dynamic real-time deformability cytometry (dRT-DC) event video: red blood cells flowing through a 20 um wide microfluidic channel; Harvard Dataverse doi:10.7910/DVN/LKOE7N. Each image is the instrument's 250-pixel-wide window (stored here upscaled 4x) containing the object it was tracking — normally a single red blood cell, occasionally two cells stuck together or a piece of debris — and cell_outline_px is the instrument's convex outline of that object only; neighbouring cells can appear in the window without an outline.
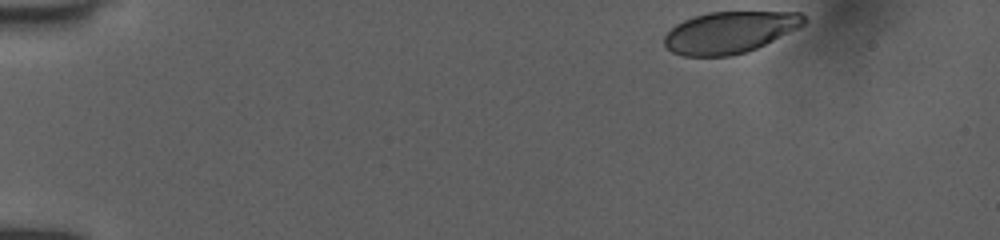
{"species": "human", "species_latin": "Homo sapiens", "temperature_condition": "room temperature", "stored_images_in_passage": 40, "camera_frame_rate_fps": 3000, "um_per_image_px": 0.085, "donor": {"sex": "female"}, "frame": {"image": 1, "passage_image": 1, "time_ms": 0.0, "image_size_px": [1000, 240], "cell_outline_px": [[808, 20], [804, 24], [748, 52], [728, 56], [684, 56], [672, 52], [664, 44], [664, 36], [676, 24], [692, 16], [708, 12], [800, 12]], "centroid_in_image_um": [61.99, 2.74], "position_along_channel_um": 23.0, "area_um2": 33.64}}
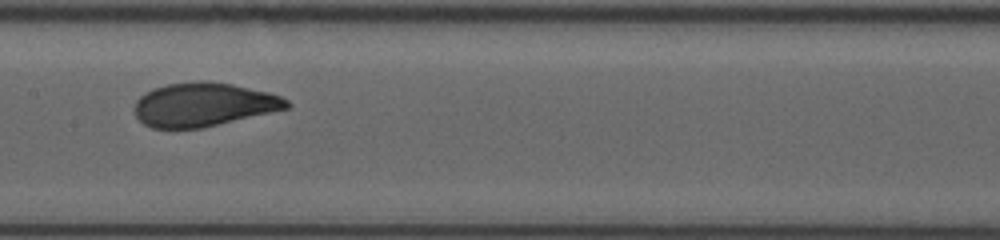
{"frame": {"image": 2, "passage_image": 22, "time_ms": 7.0, "image_size_px": [1000, 240], "cell_outline_px": [[292, 104], [288, 108], [200, 128], [152, 128], [144, 124], [136, 116], [132, 108], [136, 100], [144, 92], [152, 88], [168, 84], [196, 80], [208, 80], [232, 84], [268, 92], [280, 96], [288, 100]], "centroid_in_image_um": [17.25, 8.87], "position_along_channel_um": 190.1, "area_um2": 38.84}}
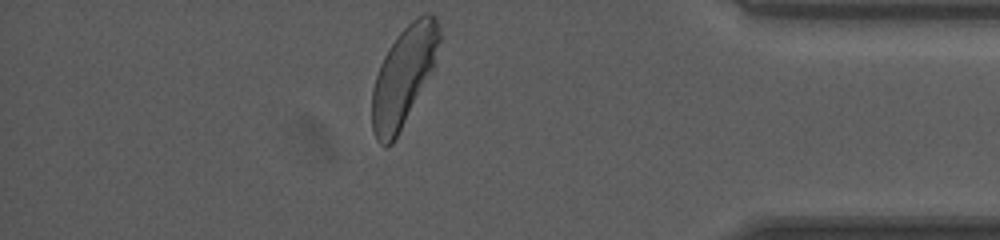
{"frame": {"image": 3, "passage_image": 40, "time_ms": 13.0, "image_size_px": [1000, 240], "cell_outline_px": [[440, 40], [432, 68], [392, 144], [384, 148], [376, 140], [372, 132], [372, 88], [380, 64], [388, 48], [396, 36], [416, 16], [424, 12], [432, 12], [436, 16], [440, 24]], "centroid_in_image_um": [34.28, 6.42], "position_along_channel_um": 400.9, "area_um2": 38.15}, "authors_computed_cell_mechanics": {"area_um2": 38.5815, "velocity_mm_per_s": 3.9738, "shape_relaxation_time_tau1_ms": 4.2523, "shape_relaxation_time_tau2_ms": null, "deformation_change_tau1": 0.166, "deformation_change_tau2": null}}